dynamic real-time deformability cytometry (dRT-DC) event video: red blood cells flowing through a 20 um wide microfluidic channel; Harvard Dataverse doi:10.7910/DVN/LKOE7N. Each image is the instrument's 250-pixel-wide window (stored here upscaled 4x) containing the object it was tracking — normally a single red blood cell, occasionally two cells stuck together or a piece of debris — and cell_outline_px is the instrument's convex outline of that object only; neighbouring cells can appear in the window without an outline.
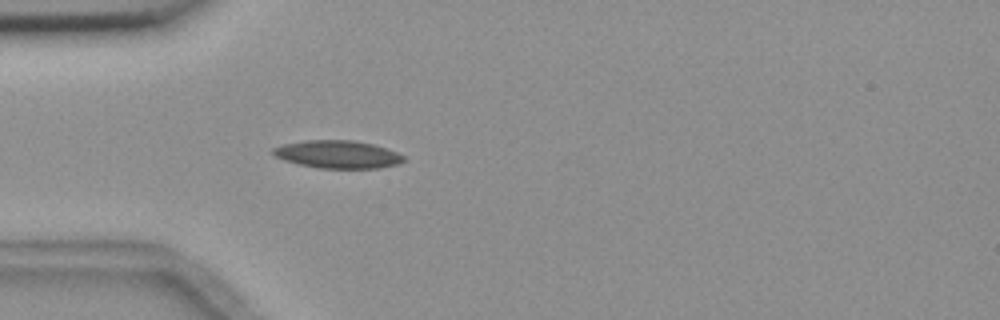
{"species": "common noctule bat (a hibernating species)", "species_latin": "Nyctalus noctula", "temperature_condition": "room temperature", "stored_images_in_passage": 1, "camera_frame_rate_fps": 3000, "um_per_image_px": 0.085, "animal": {"sex": "female", "body_mass_g": 18.4}, "frame": {"image": 1, "passage_image": 1, "time_ms": 0.0, "image_size_px": [1000, 320], "cell_outline_px": [[404, 160], [396, 164], [376, 168], [320, 168], [300, 164], [284, 160], [276, 156], [272, 152], [272, 148], [284, 144], [304, 140], [356, 140], [388, 148], [404, 156]], "centroid_in_image_um": [28.7, 13.11], "position_along_channel_um": 56.3, "area_um2": 20.98}}